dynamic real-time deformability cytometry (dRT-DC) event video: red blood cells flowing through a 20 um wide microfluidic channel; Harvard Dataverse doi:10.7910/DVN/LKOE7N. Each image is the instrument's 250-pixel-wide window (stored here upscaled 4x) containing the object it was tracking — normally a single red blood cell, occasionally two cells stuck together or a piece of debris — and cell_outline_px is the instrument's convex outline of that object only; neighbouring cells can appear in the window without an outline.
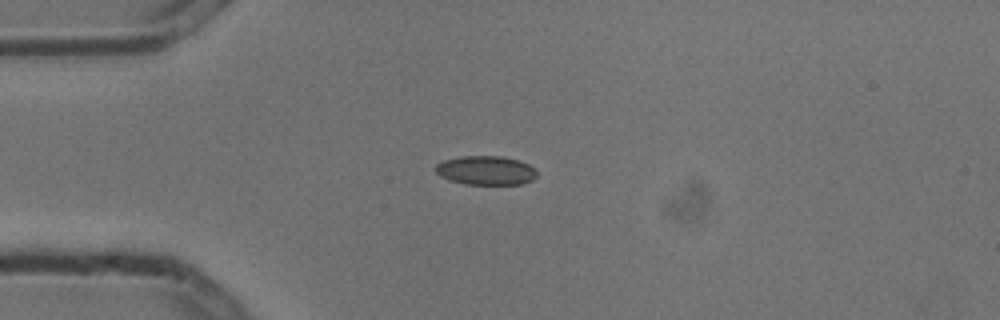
{"species": "common noctule bat (a hibernating species)", "species_latin": "Nyctalus noctula", "temperature_condition": "cold", "stored_images_in_passage": 7, "camera_frame_rate_fps": 3000, "um_per_image_px": 0.085, "animal": {"sex": "male", "body_mass_g": 13.3}, "frame": {"image": 1, "passage_image": 2, "time_ms": 0.333, "image_size_px": [1000, 320], "cell_outline_px": [[536, 176], [532, 180], [520, 184], [464, 184], [448, 180], [440, 176], [436, 172], [436, 164], [444, 160], [460, 156], [500, 156], [516, 160], [528, 164], [536, 172]], "centroid_in_image_um": [41.25, 14.49], "position_along_channel_um": 43.7, "area_um2": 16.99}}
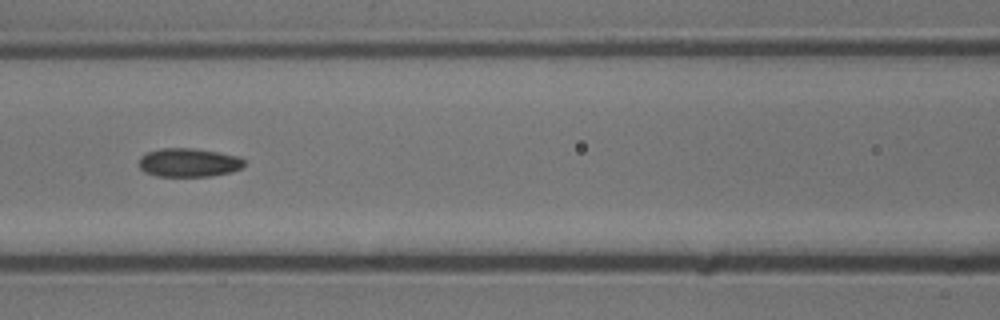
{"frame": {"image": 2, "passage_image": 5, "time_ms": 1.333, "image_size_px": [1000, 320], "cell_outline_px": [[244, 164], [240, 168], [232, 172], [208, 176], [156, 176], [144, 172], [140, 168], [140, 156], [148, 152], [160, 148], [192, 148], [240, 156], [244, 160]], "centroid_in_image_um": [16.03, 13.82], "position_along_channel_um": 150.6, "area_um2": 17.51}}
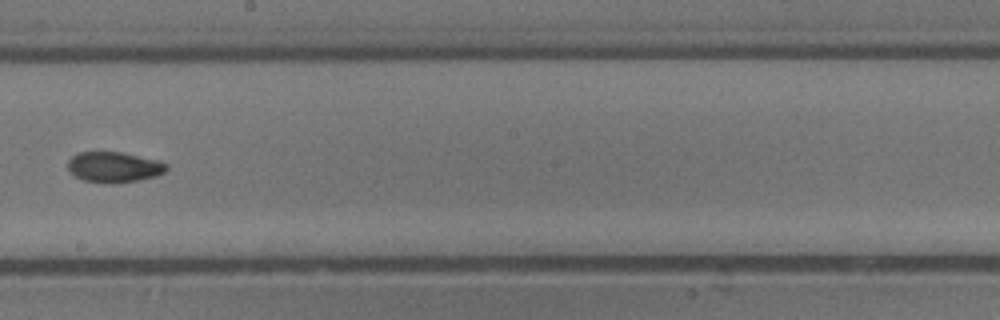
{"frame": {"image": 3, "passage_image": 7, "time_ms": 2.0, "image_size_px": [1000, 320], "cell_outline_px": [[168, 168], [164, 172], [156, 176], [140, 180], [112, 184], [104, 184], [84, 180], [76, 176], [68, 168], [68, 160], [72, 156], [80, 152], [120, 152], [160, 160], [168, 164]], "centroid_in_image_um": [9.72, 14.21], "position_along_channel_um": 238.5, "area_um2": 17.69}}